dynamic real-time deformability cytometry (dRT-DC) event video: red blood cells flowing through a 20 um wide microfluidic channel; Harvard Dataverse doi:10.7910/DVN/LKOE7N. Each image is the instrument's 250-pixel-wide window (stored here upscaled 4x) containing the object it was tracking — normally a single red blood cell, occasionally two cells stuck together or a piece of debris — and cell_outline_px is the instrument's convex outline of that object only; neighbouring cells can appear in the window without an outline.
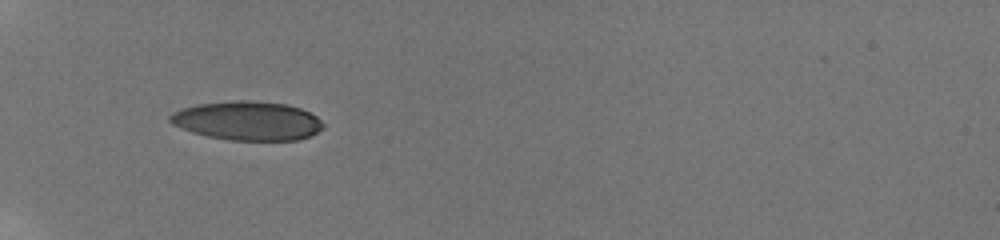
{"species": "human", "species_latin": "Homo sapiens", "temperature_condition": "room temperature", "stored_images_in_passage": 4, "camera_frame_rate_fps": 3000, "um_per_image_px": 0.085, "donor": {"sex": "male"}, "frame": {"image": 1, "passage_image": 1, "time_ms": 0.0, "image_size_px": [1000, 240], "cell_outline_px": [[324, 128], [308, 136], [296, 140], [228, 140], [208, 136], [192, 132], [180, 128], [172, 124], [168, 120], [168, 116], [172, 112], [180, 108], [196, 104], [236, 100], [252, 100], [288, 104], [300, 108], [316, 116], [324, 124]], "centroid_in_image_um": [20.99, 10.25], "position_along_channel_um": 64.0, "area_um2": 34.97}}